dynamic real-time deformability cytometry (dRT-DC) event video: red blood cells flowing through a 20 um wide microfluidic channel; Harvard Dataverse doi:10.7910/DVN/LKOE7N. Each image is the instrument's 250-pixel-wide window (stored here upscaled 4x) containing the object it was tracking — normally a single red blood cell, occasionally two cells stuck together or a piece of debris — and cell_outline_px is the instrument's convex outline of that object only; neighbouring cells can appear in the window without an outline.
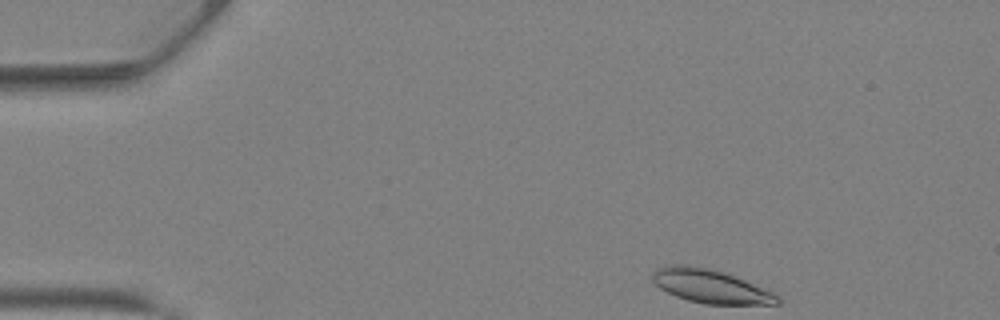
{"species": "Egyptian fruit bat (a non-hibernating species)", "species_latin": "Rousettus aegyptiacus", "temperature_condition": "warm", "stored_images_in_passage": 33, "camera_frame_rate_fps": 3000, "um_per_image_px": 0.085, "animal": {"sex": "female"}, "frame": {"image": 1, "passage_image": 1, "time_ms": 0.0, "image_size_px": [1000, 320], "cell_outline_px": [[780, 304], [704, 304], [688, 300], [676, 296], [660, 288], [652, 280], [652, 272], [656, 268], [672, 264], [680, 264], [704, 268], [724, 272], [744, 280], [772, 292], [780, 296]], "centroid_in_image_um": [60.37, 24.34], "position_along_channel_um": 24.6, "area_um2": 24.16}}
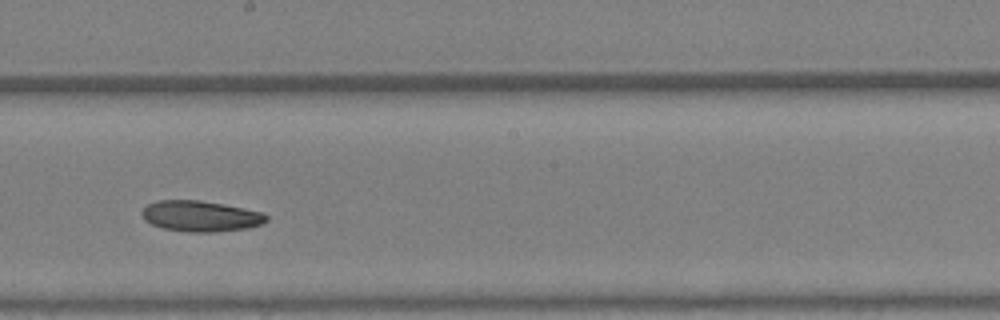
{"frame": {"image": 2, "passage_image": 19, "time_ms": 6.0, "image_size_px": [1000, 320], "cell_outline_px": [[268, 220], [260, 224], [248, 228], [216, 232], [188, 232], [164, 228], [152, 224], [144, 220], [140, 212], [148, 204], [160, 200], [200, 200], [244, 208], [260, 212], [268, 216]], "centroid_in_image_um": [17.03, 18.37], "position_along_channel_um": 231.2, "area_um2": 22.25}}
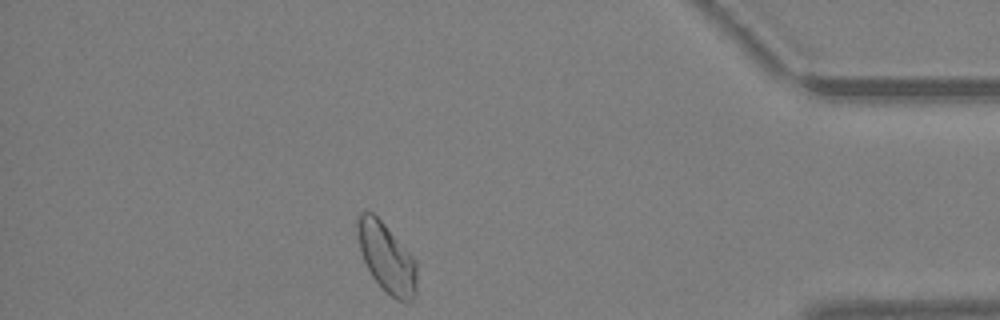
{"frame": {"image": 3, "passage_image": 32, "time_ms": 10.333, "image_size_px": [1000, 320], "cell_outline_px": [[416, 296], [412, 300], [404, 304], [396, 300], [372, 276], [360, 252], [356, 232], [356, 216], [360, 212], [372, 212], [384, 224], [416, 260]], "centroid_in_image_um": [32.85, 21.91], "position_along_channel_um": 402.3, "area_um2": 23.93}, "authors_computed_cell_mechanics": {"area_um2": 23.0622, "velocity_mm_per_s": 4.8596, "shape_relaxation_time_tau1_ms": 10.1663, "shape_relaxation_time_tau2_ms": null, "deformation_change_tau1": 0.183, "deformation_change_tau2": null}}